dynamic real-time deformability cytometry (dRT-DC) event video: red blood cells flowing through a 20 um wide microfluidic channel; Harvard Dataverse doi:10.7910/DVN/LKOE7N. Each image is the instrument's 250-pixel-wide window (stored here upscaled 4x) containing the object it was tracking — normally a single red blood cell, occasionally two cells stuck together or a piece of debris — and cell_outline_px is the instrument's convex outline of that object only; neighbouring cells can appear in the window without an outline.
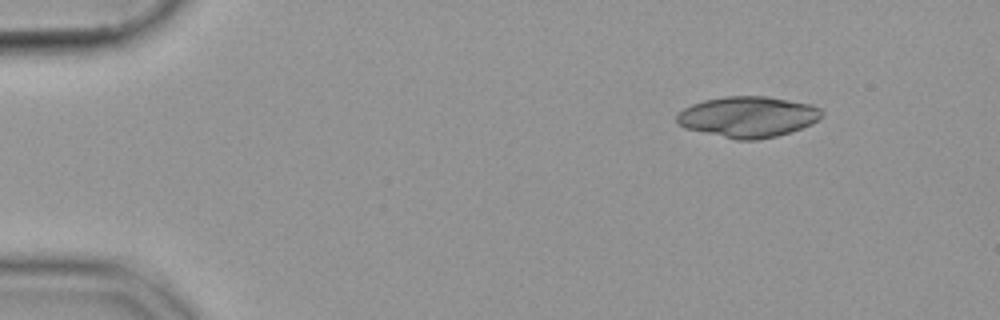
{"species": "common noctule bat (a hibernating species)", "species_latin": "Nyctalus noctula", "temperature_condition": "cold", "stored_images_in_passage": 48, "camera_frame_rate_fps": 3000, "um_per_image_px": 0.085, "animal": {"sex": "female", "body_mass_g": 19.9}, "frame": {"image": 1, "passage_image": 1, "time_ms": 0.0, "image_size_px": [1000, 320], "cell_outline_px": [[824, 112], [812, 124], [776, 136], [756, 140], [736, 140], [684, 128], [676, 124], [676, 116], [684, 108], [692, 104], [704, 100], [724, 96], [768, 96], [808, 104], [820, 108]], "centroid_in_image_um": [63.53, 9.93], "position_along_channel_um": 21.5, "area_um2": 34.45}}